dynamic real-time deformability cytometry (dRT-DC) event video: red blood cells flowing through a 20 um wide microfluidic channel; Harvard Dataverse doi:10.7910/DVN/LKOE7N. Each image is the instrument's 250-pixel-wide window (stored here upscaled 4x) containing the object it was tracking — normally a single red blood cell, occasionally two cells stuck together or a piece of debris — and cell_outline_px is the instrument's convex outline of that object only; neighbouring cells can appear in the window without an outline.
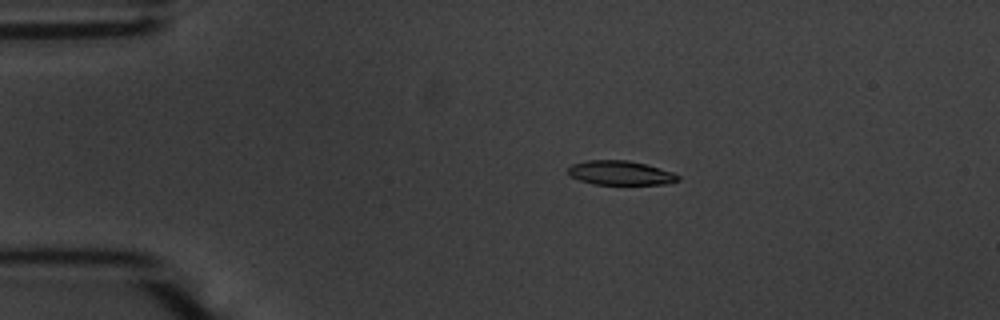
{"species": "common noctule bat (a hibernating species)", "species_latin": "Nyctalus noctula", "temperature_condition": "warm", "stored_images_in_passage": 55, "camera_frame_rate_fps": 3000, "um_per_image_px": 0.085, "animal": {"sex": "male", "body_mass_g": 20.1, "forearm_length_mm": 53.5}, "frame": {"image": 1, "passage_image": 11, "time_ms": 3.333, "image_size_px": [1000, 320], "cell_outline_px": [[680, 180], [668, 184], [592, 184], [580, 180], [572, 176], [568, 172], [568, 168], [572, 164], [588, 160], [628, 160], [644, 164], [672, 172], [680, 176]], "centroid_in_image_um": [52.74, 14.7], "position_along_channel_um": 32.3, "area_um2": 15.37}}
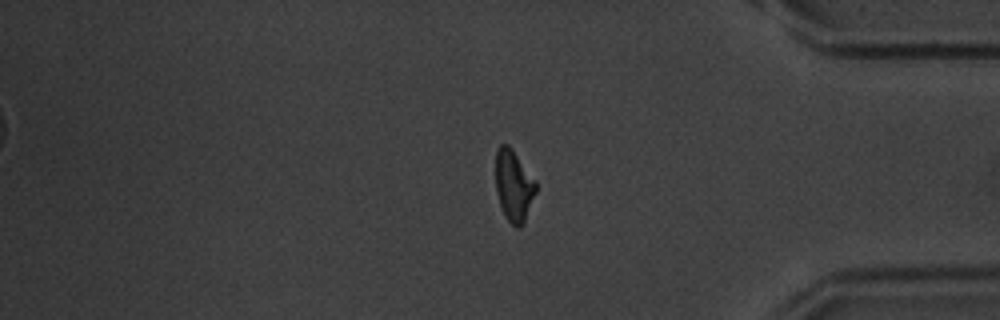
{"frame": {"image": 2, "passage_image": 46, "time_ms": 15.0, "image_size_px": [1000, 320], "cell_outline_px": [[536, 192], [524, 224], [520, 228], [516, 228], [504, 216], [496, 192], [496, 152], [500, 144], [508, 144], [512, 148], [536, 180]], "centroid_in_image_um": [43.68, 15.79], "position_along_channel_um": 391.5, "area_um2": 16.94}}
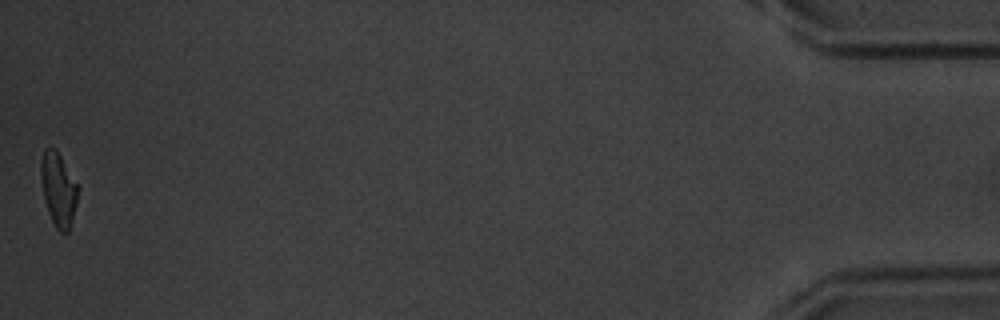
{"frame": {"image": 3, "passage_image": 55, "time_ms": 18.0, "image_size_px": [1000, 320], "cell_outline_px": [[80, 188], [76, 204], [68, 232], [60, 232], [56, 228], [48, 212], [44, 196], [40, 176], [40, 160], [44, 148], [56, 148]], "centroid_in_image_um": [4.96, 16.05], "position_along_channel_um": 430.2, "area_um2": 15.9}, "authors_computed_cell_mechanics": {"area_um2": 16.4152, "velocity_mm_per_s": 3.6759, "shape_relaxation_time_tau1_ms": 4.3544, "shape_relaxation_time_tau2_ms": 3.4731, "deformation_change_tau1": 0.1687, "deformation_change_tau2": 0.1028}}